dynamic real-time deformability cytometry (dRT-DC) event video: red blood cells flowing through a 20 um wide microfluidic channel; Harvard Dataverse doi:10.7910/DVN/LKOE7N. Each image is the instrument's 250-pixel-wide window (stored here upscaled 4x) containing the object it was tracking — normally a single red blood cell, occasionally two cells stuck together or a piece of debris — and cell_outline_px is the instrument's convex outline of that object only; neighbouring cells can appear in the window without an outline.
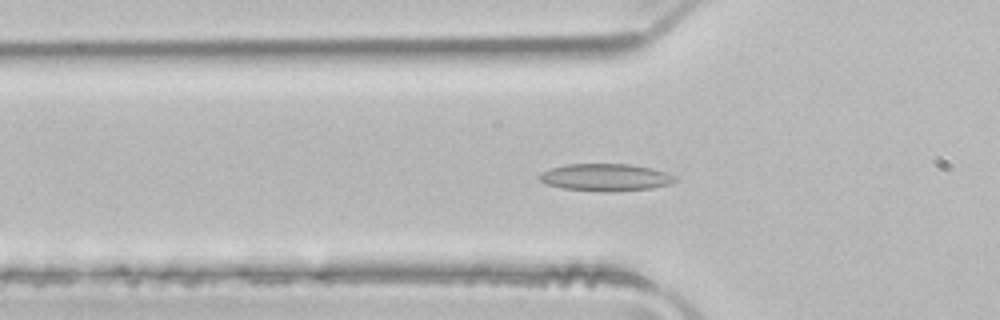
{"species": "common noctule bat (a hibernating species)", "species_latin": "Nyctalus noctula", "temperature_condition": "room temperature", "stored_images_in_passage": 51, "camera_frame_rate_fps": 3000, "um_per_image_px": 0.085, "animal": {"sex": "male", "body_mass_g": 21.5, "forearm_length_mm": 52.0}, "frame": {"image": 1, "passage_image": 17, "time_ms": 5.333, "image_size_px": [1000, 320], "cell_outline_px": [[676, 180], [668, 184], [652, 188], [612, 192], [604, 192], [564, 188], [548, 184], [540, 180], [540, 172], [552, 168], [568, 164], [632, 164], [652, 168], [676, 176]], "centroid_in_image_um": [51.49, 15.07], "position_along_channel_um": 74.3, "area_um2": 21.39}}
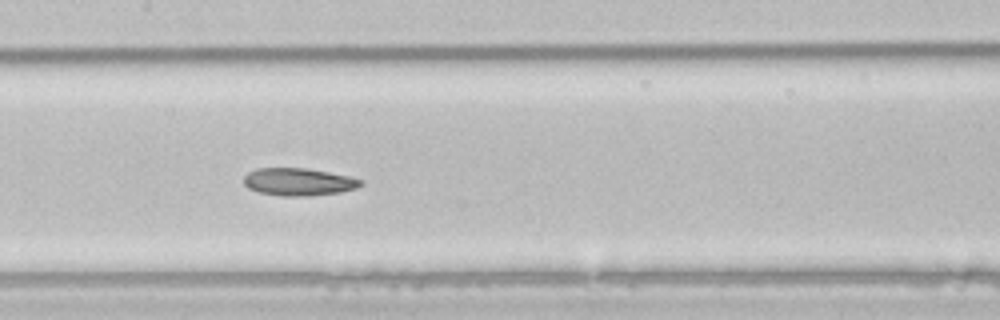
{"frame": {"image": 2, "passage_image": 25, "time_ms": 8.0, "image_size_px": [1000, 320], "cell_outline_px": [[364, 184], [356, 188], [340, 192], [312, 196], [280, 196], [260, 192], [248, 188], [244, 184], [244, 176], [248, 172], [256, 168], [308, 168], [352, 176], [360, 180]], "centroid_in_image_um": [25.39, 15.45], "position_along_channel_um": 182.0, "area_um2": 18.96}}
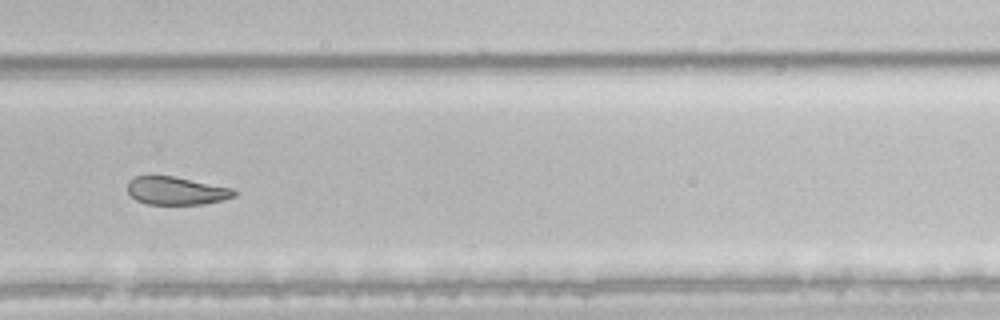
{"frame": {"image": 3, "passage_image": 35, "time_ms": 11.333, "image_size_px": [1000, 320], "cell_outline_px": [[236, 196], [224, 200], [204, 204], [148, 204], [136, 200], [128, 192], [128, 180], [132, 176], [172, 176], [232, 188], [236, 192]], "centroid_in_image_um": [14.98, 16.22], "position_along_channel_um": 314.8, "area_um2": 17.34}, "authors_computed_cell_mechanics": {"area_um2": 21.1548, "velocity_mm_per_s": 4.0077, "shape_relaxation_time_tau1_ms": null, "shape_relaxation_time_tau2_ms": 6.2855, "deformation_change_tau1": null, "deformation_change_tau2": 0.143}}